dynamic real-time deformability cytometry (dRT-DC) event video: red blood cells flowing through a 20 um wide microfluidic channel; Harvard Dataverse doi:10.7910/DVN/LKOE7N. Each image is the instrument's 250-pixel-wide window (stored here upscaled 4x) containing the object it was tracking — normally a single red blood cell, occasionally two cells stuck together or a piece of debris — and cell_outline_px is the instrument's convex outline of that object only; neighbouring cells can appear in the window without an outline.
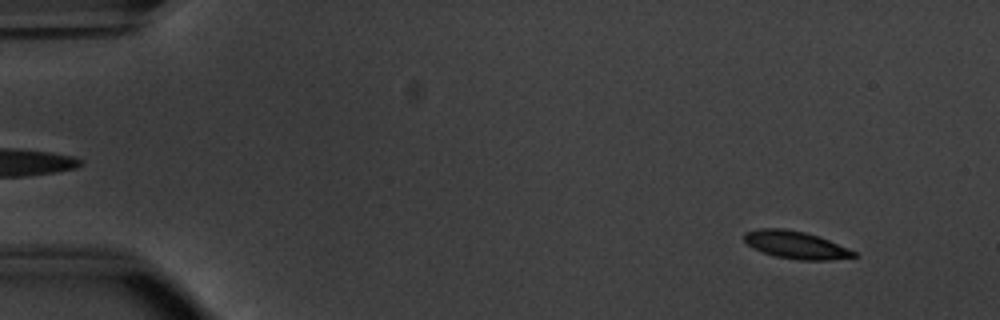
{"species": "common noctule bat (a hibernating species)", "species_latin": "Nyctalus noctula", "temperature_condition": "warm", "stored_images_in_passage": 54, "camera_frame_rate_fps": 3000, "um_per_image_px": 0.085, "animal": {"sex": "male", "body_mass_g": 20.1, "forearm_length_mm": 53.5}, "frame": {"image": 1, "passage_image": 5, "time_ms": 1.333, "image_size_px": [1000, 320], "cell_outline_px": [[860, 256], [828, 260], [800, 260], [776, 256], [752, 248], [744, 240], [744, 232], [760, 228], [784, 228], [804, 232], [820, 236], [848, 248], [856, 252]], "centroid_in_image_um": [67.66, 20.81], "position_along_channel_um": 17.3, "area_um2": 17.63}}
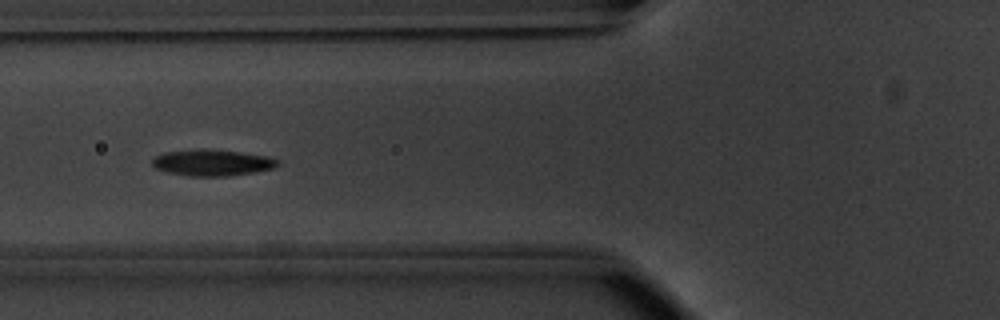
{"frame": {"image": 2, "passage_image": 21, "time_ms": 6.667, "image_size_px": [1000, 320], "cell_outline_px": [[280, 164], [276, 168], [256, 172], [228, 176], [188, 176], [168, 172], [156, 168], [152, 164], [152, 160], [156, 156], [164, 152], [196, 148], [204, 148], [240, 152], [268, 156], [280, 160]], "centroid_in_image_um": [18.08, 13.82], "position_along_channel_um": 107.7, "area_um2": 19.54}}
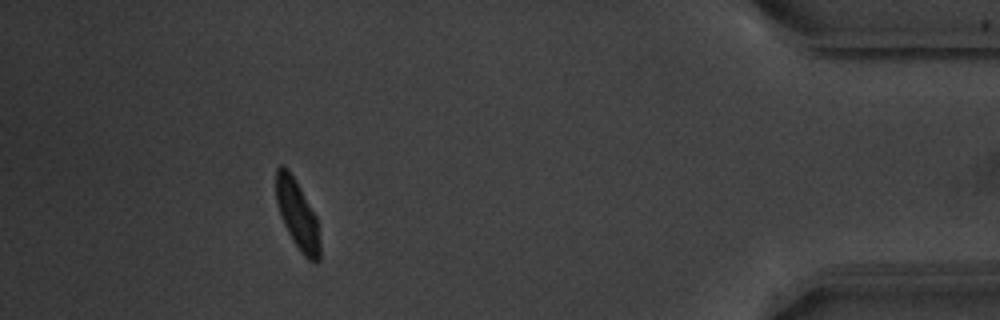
{"frame": {"image": 3, "passage_image": 49, "time_ms": 16.0, "image_size_px": [1000, 320], "cell_outline_px": [[320, 260], [316, 264], [308, 260], [300, 252], [292, 240], [280, 216], [276, 200], [276, 168], [280, 164], [288, 168], [300, 188], [316, 216], [320, 244]], "centroid_in_image_um": [25.28, 18.28], "position_along_channel_um": 409.9, "area_um2": 17.69}, "authors_computed_cell_mechanics": {"area_um2": 17.918, "velocity_mm_per_s": 3.7796, "shape_relaxation_time_tau1_ms": 2.2199, "shape_relaxation_time_tau2_ms": 2.7033, "deformation_change_tau1": 0.1312, "deformation_change_tau2": 0.0715}}